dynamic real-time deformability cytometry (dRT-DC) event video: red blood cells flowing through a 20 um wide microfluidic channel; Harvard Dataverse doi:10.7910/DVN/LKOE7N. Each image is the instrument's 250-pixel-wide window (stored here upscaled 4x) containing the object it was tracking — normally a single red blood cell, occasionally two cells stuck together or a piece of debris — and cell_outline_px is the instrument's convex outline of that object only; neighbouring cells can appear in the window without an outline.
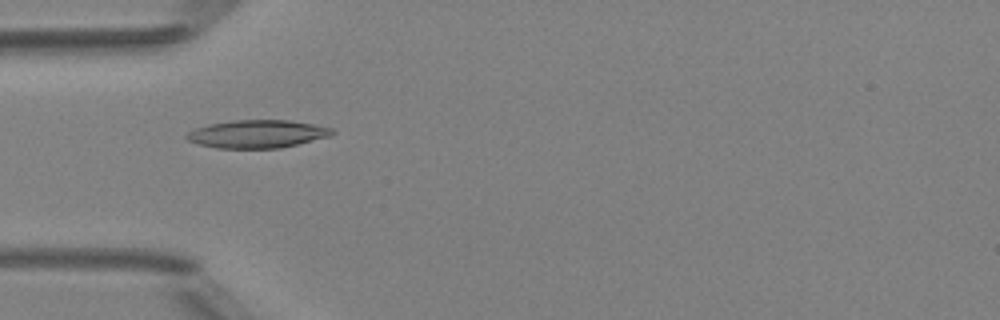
{"species": "Egyptian fruit bat (a non-hibernating species)", "species_latin": "Rousettus aegyptiacus", "temperature_condition": "room temperature", "stored_images_in_passage": 4, "camera_frame_rate_fps": 3000, "um_per_image_px": 0.085, "animal": {"sex": "female"}, "frame": {"image": 1, "passage_image": 2, "time_ms": 1.0, "image_size_px": [1000, 320], "cell_outline_px": [[336, 132], [328, 136], [280, 148], [216, 148], [200, 144], [188, 140], [184, 136], [188, 132], [196, 128], [208, 124], [232, 120], [288, 120], [312, 124], [332, 128]], "centroid_in_image_um": [21.83, 11.38], "position_along_channel_um": 63.2, "area_um2": 23.47}}
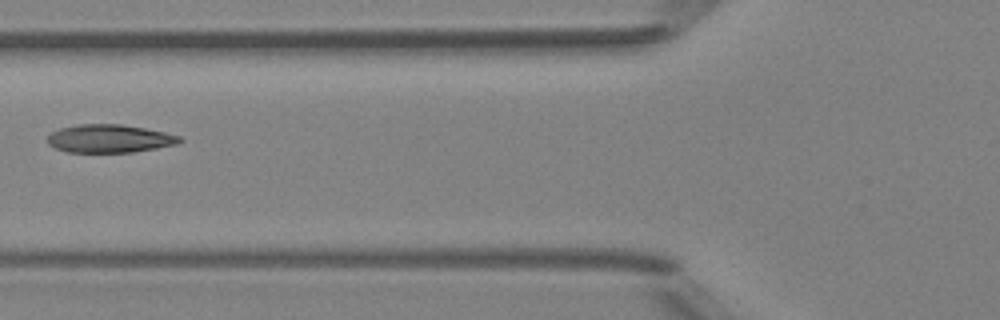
{"frame": {"image": 2, "passage_image": 3, "time_ms": 2.333, "image_size_px": [1000, 320], "cell_outline_px": [[184, 140], [176, 144], [156, 148], [132, 152], [68, 152], [56, 148], [48, 144], [48, 136], [52, 132], [60, 128], [76, 124], [120, 124], [144, 128], [164, 132], [180, 136]], "centroid_in_image_um": [9.3, 11.77], "position_along_channel_um": 116.5, "area_um2": 21.56}}
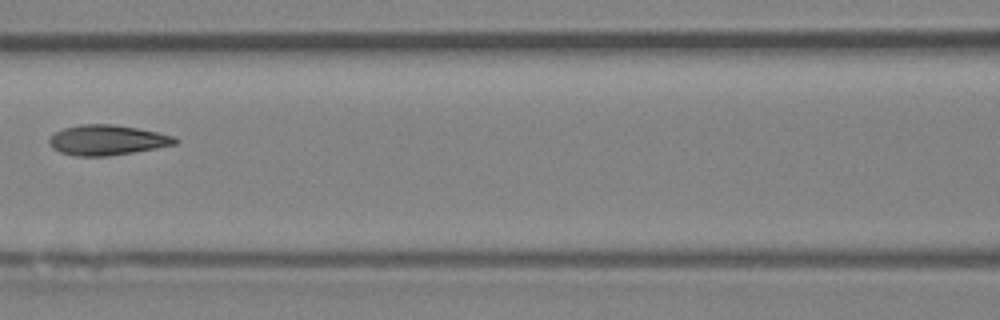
{"frame": {"image": 3, "passage_image": 4, "time_ms": 3.333, "image_size_px": [1000, 320], "cell_outline_px": [[180, 140], [176, 144], [156, 148], [108, 156], [76, 156], [60, 152], [52, 148], [48, 144], [48, 140], [56, 132], [64, 128], [80, 124], [112, 124], [136, 128], [176, 136]], "centroid_in_image_um": [9.11, 11.91], "position_along_channel_um": 157.5, "area_um2": 22.08}}